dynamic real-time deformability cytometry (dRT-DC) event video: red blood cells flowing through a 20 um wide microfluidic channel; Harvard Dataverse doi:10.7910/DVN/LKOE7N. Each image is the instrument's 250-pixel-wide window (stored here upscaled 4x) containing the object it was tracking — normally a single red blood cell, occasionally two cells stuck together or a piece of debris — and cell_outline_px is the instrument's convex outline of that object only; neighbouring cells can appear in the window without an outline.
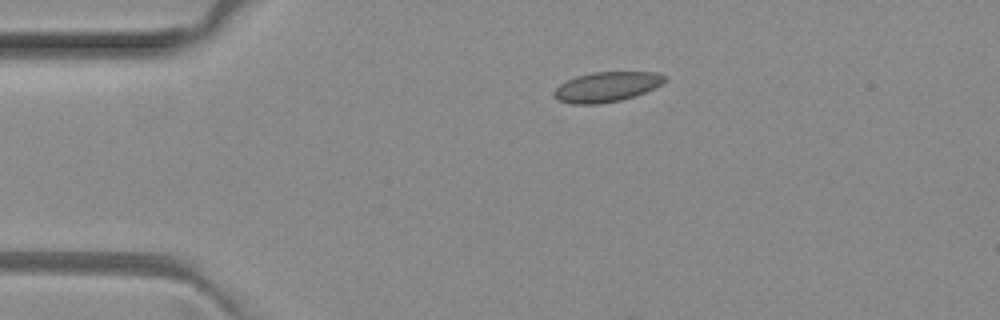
{"species": "common noctule bat (a hibernating species)", "species_latin": "Nyctalus noctula", "temperature_condition": "room temperature", "stored_images_in_passage": 3, "camera_frame_rate_fps": 3000, "um_per_image_px": 0.085, "animal": {"sex": "female", "body_mass_g": 29.2, "forearm_length_mm": 56.3}, "frame": {"image": 1, "passage_image": 1, "time_ms": 0.0, "image_size_px": [1000, 320], "cell_outline_px": [[668, 80], [636, 96], [620, 100], [600, 104], [572, 104], [556, 100], [552, 96], [552, 92], [560, 84], [576, 76], [592, 72], [660, 72], [668, 76]], "centroid_in_image_um": [51.56, 7.38], "position_along_channel_um": 33.4, "area_um2": 19.54}}